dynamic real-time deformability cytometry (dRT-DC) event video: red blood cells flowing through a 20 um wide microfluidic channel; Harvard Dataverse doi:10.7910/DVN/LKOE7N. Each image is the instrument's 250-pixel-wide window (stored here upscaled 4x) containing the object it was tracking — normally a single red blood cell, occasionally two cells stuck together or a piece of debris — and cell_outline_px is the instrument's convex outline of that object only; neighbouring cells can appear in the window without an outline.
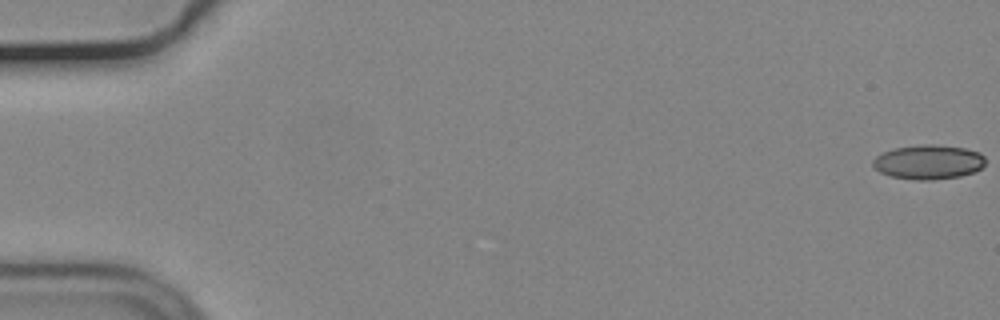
{"species": "common noctule bat (a hibernating species)", "species_latin": "Nyctalus noctula", "temperature_condition": "cold", "stored_images_in_passage": 56, "camera_frame_rate_fps": 3000, "um_per_image_px": 0.085, "animal": {"sex": "male", "body_mass_g": 19.2, "forearm_length_mm": 51.8}, "frame": {"image": 1, "passage_image": 1, "time_ms": 0.0, "image_size_px": [1000, 320], "cell_outline_px": [[984, 164], [980, 168], [972, 172], [960, 176], [932, 180], [916, 180], [892, 176], [880, 172], [872, 164], [872, 160], [876, 156], [884, 152], [896, 148], [924, 144], [932, 144], [964, 148], [980, 152], [984, 156]], "centroid_in_image_um": [78.92, 13.77], "position_along_channel_um": 6.1, "area_um2": 22.31}}
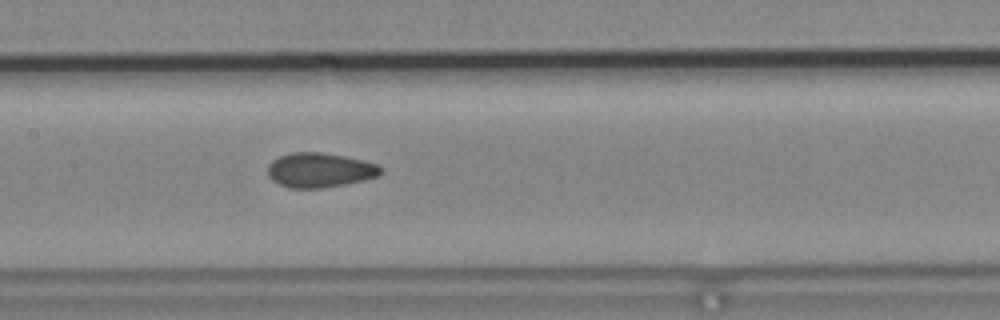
{"frame": {"image": 2, "passage_image": 28, "time_ms": 9.0, "image_size_px": [1000, 320], "cell_outline_px": [[384, 172], [380, 176], [364, 180], [344, 184], [320, 188], [288, 188], [272, 180], [268, 176], [268, 164], [272, 160], [280, 156], [292, 152], [324, 152], [364, 160], [376, 164], [384, 168]], "centroid_in_image_um": [27.21, 14.45], "position_along_channel_um": 180.2, "area_um2": 23.0}}
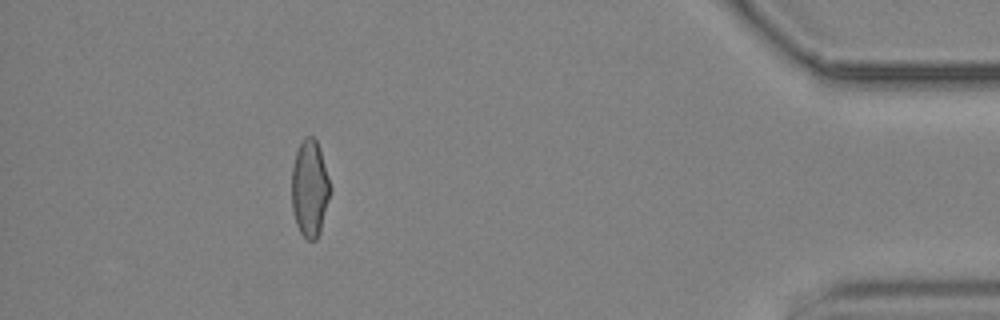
{"frame": {"image": 3, "passage_image": 51, "time_ms": 16.667, "image_size_px": [1000, 320], "cell_outline_px": [[332, 188], [320, 232], [316, 240], [308, 240], [300, 232], [296, 224], [292, 208], [292, 168], [296, 152], [304, 136], [312, 136], [316, 140], [320, 148]], "centroid_in_image_um": [26.34, 16.01], "position_along_channel_um": 408.9, "area_um2": 21.85}, "authors_computed_cell_mechanics": {"area_um2": 22.3108, "velocity_mm_per_s": 3.7043, "shape_relaxation_time_tau1_ms": null, "shape_relaxation_time_tau2_ms": 1.8121, "deformation_change_tau1": null, "deformation_change_tau2": 0.0674}}